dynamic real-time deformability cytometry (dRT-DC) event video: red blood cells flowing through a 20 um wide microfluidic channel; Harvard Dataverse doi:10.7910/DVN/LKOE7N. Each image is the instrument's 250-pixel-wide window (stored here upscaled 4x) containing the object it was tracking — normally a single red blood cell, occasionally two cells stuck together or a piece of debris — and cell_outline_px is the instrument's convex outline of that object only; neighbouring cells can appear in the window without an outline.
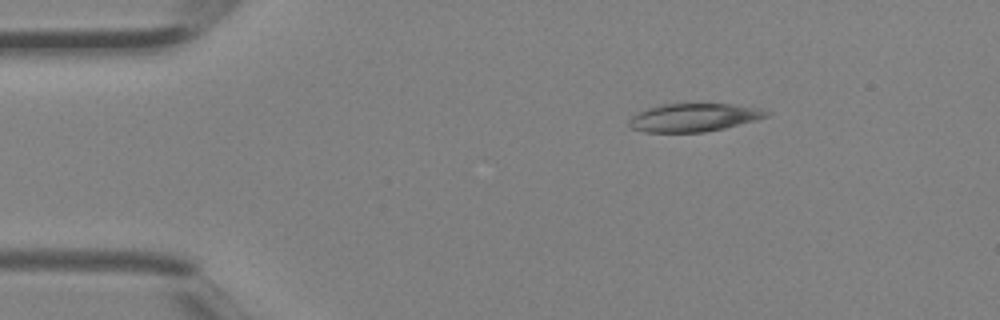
{"species": "Egyptian fruit bat (a non-hibernating species)", "species_latin": "Rousettus aegyptiacus", "temperature_condition": "room temperature", "stored_images_in_passage": 3, "camera_frame_rate_fps": 3000, "um_per_image_px": 0.085, "animal": {"sex": "female"}, "frame": {"image": 1, "passage_image": 2, "time_ms": 0.333, "image_size_px": [1000, 320], "cell_outline_px": [[772, 112], [768, 116], [756, 120], [724, 128], [704, 132], [644, 132], [632, 128], [628, 124], [628, 120], [632, 116], [648, 108], [664, 104], [732, 104], [764, 108]], "centroid_in_image_um": [59.03, 9.98], "position_along_channel_um": 26.0, "area_um2": 22.54}}